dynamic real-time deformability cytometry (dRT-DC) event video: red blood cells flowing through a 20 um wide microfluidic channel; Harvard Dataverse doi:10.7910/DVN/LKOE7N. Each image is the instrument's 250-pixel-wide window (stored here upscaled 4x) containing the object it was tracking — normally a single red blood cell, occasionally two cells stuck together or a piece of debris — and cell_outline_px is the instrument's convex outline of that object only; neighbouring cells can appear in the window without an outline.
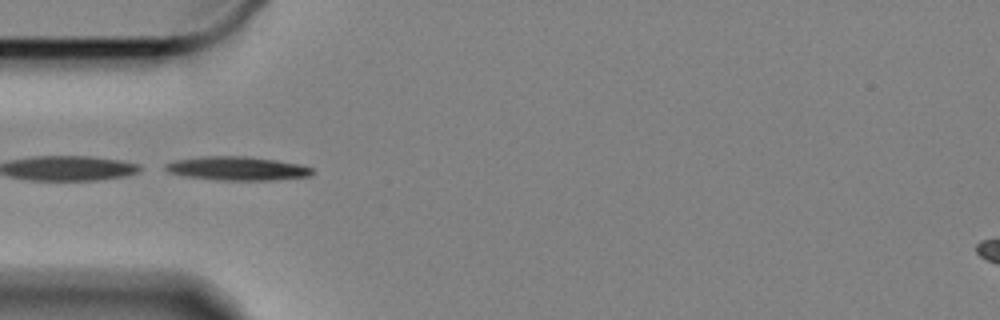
{"species": "Egyptian fruit bat (a non-hibernating species)", "species_latin": "Rousettus aegyptiacus", "temperature_condition": "cold", "stored_images_in_passage": 10, "camera_frame_rate_fps": 3000, "um_per_image_px": 0.085, "animal": {"sex": "female"}, "frame": {"image": 1, "passage_image": 1, "time_ms": 0.0, "image_size_px": [1000, 320], "cell_outline_px": [[316, 172], [312, 176], [272, 180], [220, 180], [184, 176], [168, 172], [164, 168], [164, 164], [176, 160], [204, 156], [248, 156], [276, 160], [300, 164], [312, 168]], "centroid_in_image_um": [20.2, 14.32], "position_along_channel_um": 64.8, "area_um2": 20.46}}
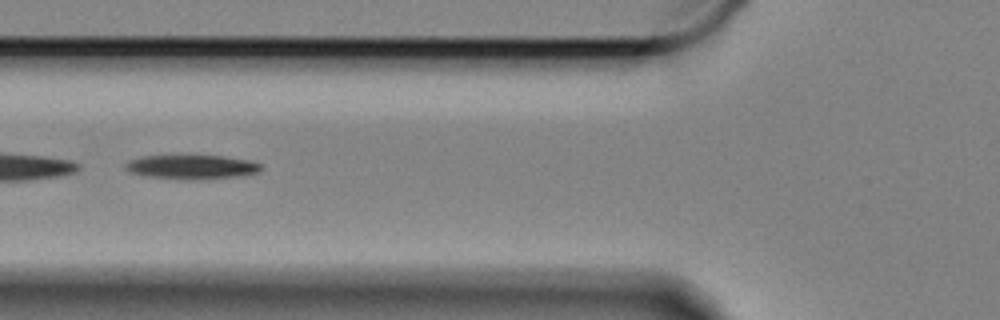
{"frame": {"image": 2, "passage_image": 5, "time_ms": 1.333, "image_size_px": [1000, 320], "cell_outline_px": [[264, 168], [260, 172], [244, 176], [188, 180], [180, 180], [144, 176], [128, 172], [124, 168], [124, 164], [128, 160], [140, 156], [224, 156], [252, 160], [264, 164]], "centroid_in_image_um": [16.33, 14.2], "position_along_channel_um": 109.5, "area_um2": 19.71}}